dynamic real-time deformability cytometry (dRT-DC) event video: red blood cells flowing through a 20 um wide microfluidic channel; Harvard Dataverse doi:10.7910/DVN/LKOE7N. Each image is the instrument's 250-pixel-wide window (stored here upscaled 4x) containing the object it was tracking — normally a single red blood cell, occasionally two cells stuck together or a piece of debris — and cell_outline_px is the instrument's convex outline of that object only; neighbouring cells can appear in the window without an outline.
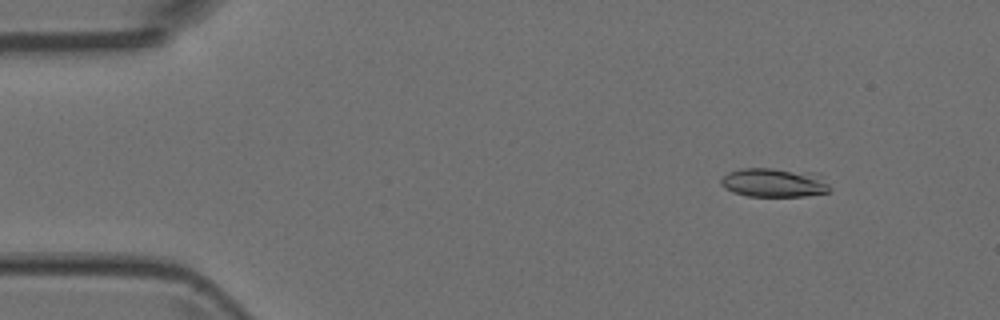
{"species": "Egyptian fruit bat (a non-hibernating species)", "species_latin": "Rousettus aegyptiacus", "temperature_condition": "room temperature", "stored_images_in_passage": 6, "camera_frame_rate_fps": 3000, "um_per_image_px": 0.085, "animal": {"sex": "female"}, "frame": {"image": 1, "passage_image": 2, "time_ms": 0.333, "image_size_px": [1000, 320], "cell_outline_px": [[832, 192], [804, 196], [748, 196], [732, 192], [724, 188], [720, 184], [720, 180], [728, 172], [744, 168], [772, 168], [820, 172], [832, 188]], "centroid_in_image_um": [65.89, 15.51], "position_along_channel_um": 19.1, "area_um2": 18.96}}
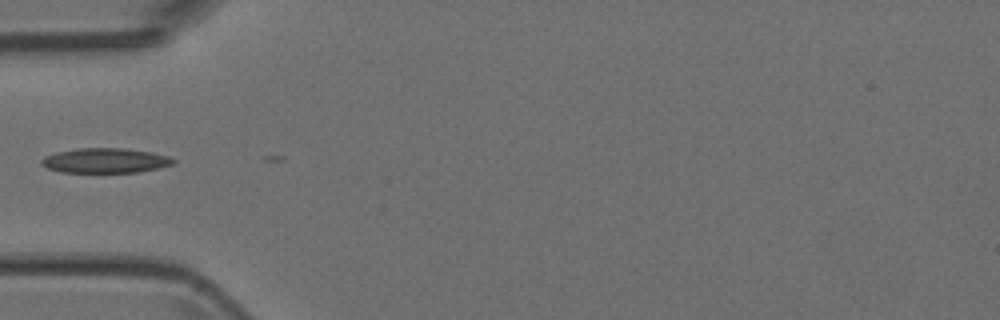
{"frame": {"image": 2, "passage_image": 5, "time_ms": 1.333, "image_size_px": [1000, 320], "cell_outline_px": [[176, 160], [172, 164], [156, 168], [136, 172], [60, 172], [48, 168], [40, 164], [40, 160], [44, 156], [56, 152], [80, 148], [124, 148], [148, 152], [168, 156]], "centroid_in_image_um": [8.88, 13.64], "position_along_channel_um": 76.1, "area_um2": 18.84}}